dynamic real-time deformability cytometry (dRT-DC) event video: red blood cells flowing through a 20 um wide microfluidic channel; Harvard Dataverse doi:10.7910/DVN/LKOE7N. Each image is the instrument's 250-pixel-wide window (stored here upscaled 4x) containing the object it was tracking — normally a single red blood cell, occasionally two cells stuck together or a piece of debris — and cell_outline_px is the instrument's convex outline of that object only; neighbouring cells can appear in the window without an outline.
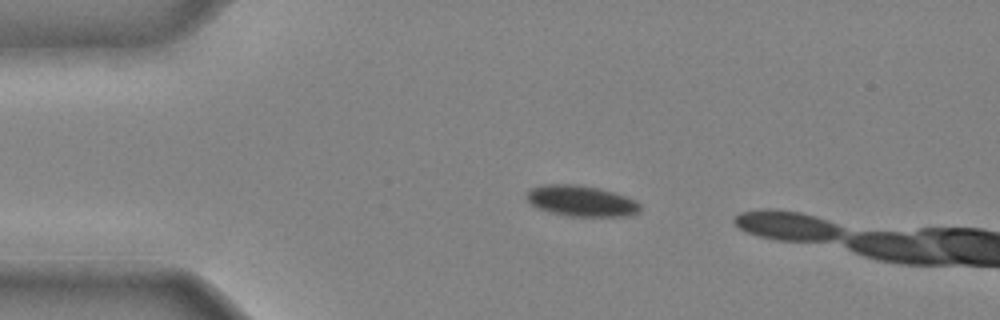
{"species": "common noctule bat (a hibernating species)", "species_latin": "Nyctalus noctula", "temperature_condition": "cold", "stored_images_in_passage": 5, "camera_frame_rate_fps": 3000, "um_per_image_px": 0.085, "animal": {"sex": "male", "body_mass_g": 20.4}, "frame": {"image": 1, "passage_image": 1, "time_ms": 0.0, "image_size_px": [1000, 320], "cell_outline_px": [[640, 212], [632, 216], [572, 216], [552, 212], [540, 208], [532, 204], [524, 196], [528, 188], [544, 184], [580, 184], [600, 188], [636, 200], [640, 204]], "centroid_in_image_um": [49.41, 17.06], "position_along_channel_um": 35.6, "area_um2": 20.52}}